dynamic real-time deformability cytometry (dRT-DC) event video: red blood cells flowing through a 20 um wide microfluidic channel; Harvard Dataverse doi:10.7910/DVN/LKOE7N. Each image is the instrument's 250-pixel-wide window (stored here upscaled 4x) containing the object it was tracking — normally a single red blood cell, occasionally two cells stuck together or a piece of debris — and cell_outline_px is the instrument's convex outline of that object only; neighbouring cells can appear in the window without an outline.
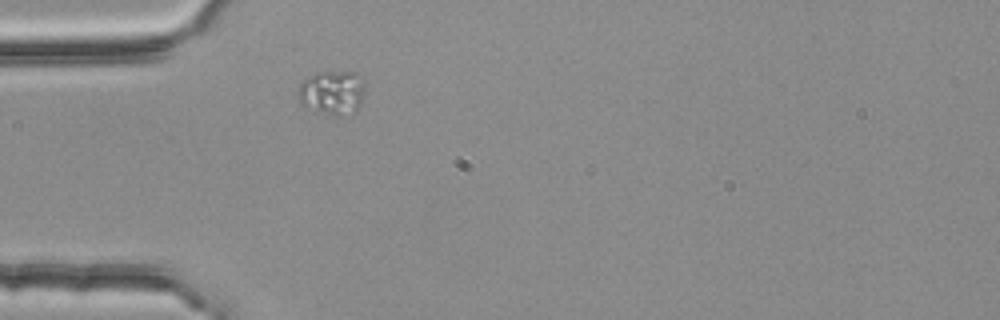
{"species": "common noctule bat (a hibernating species)", "species_latin": "Nyctalus noctula", "temperature_condition": "room temperature", "stored_images_in_passage": 1, "camera_frame_rate_fps": 3000, "um_per_image_px": 0.085, "animal": {"sex": "female", "body_mass_g": 25.1}, "frame": {"image": 1, "passage_image": 1, "time_ms": 0.0, "image_size_px": [1000, 320], "cell_outline_px": [[364, 96], [356, 112], [340, 116], [336, 116], [316, 112], [300, 104], [300, 84], [304, 80], [316, 72], [356, 72], [364, 76]], "centroid_in_image_um": [28.3, 7.88], "position_along_channel_um": 56.7, "area_um2": 17.46}}